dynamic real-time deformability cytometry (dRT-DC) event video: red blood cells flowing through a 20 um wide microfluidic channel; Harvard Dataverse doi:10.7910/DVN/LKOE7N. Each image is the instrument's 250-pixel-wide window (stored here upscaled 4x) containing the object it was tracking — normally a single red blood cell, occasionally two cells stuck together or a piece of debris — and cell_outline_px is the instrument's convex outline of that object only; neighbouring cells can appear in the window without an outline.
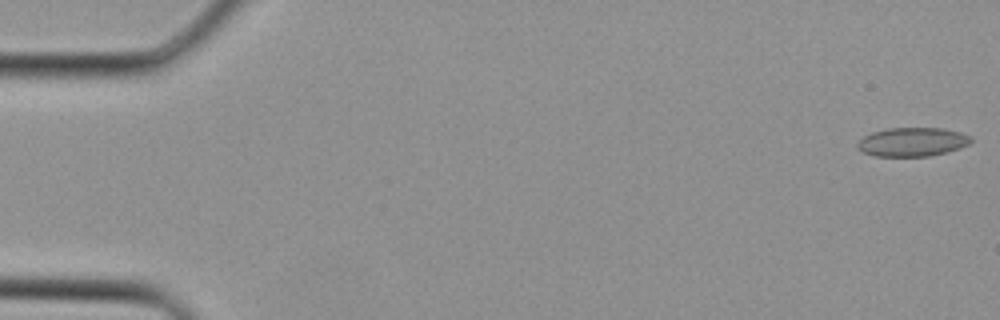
{"species": "Egyptian fruit bat (a non-hibernating species)", "species_latin": "Rousettus aegyptiacus", "temperature_condition": "cold", "stored_images_in_passage": 34, "segment_of_instrument_passage": [1, 2], "camera_frame_rate_fps": 3000, "um_per_image_px": 0.085, "animal": {"sex": "female"}, "frame": {"image": 1, "passage_image": 1, "time_ms": 0.0, "image_size_px": [1000, 320], "cell_outline_px": [[972, 140], [968, 144], [960, 148], [948, 152], [928, 156], [876, 156], [864, 152], [856, 148], [856, 144], [864, 136], [872, 132], [888, 128], [940, 128], [960, 132], [972, 136]], "centroid_in_image_um": [77.55, 12.06], "position_along_channel_um": 7.4, "area_um2": 19.07}}
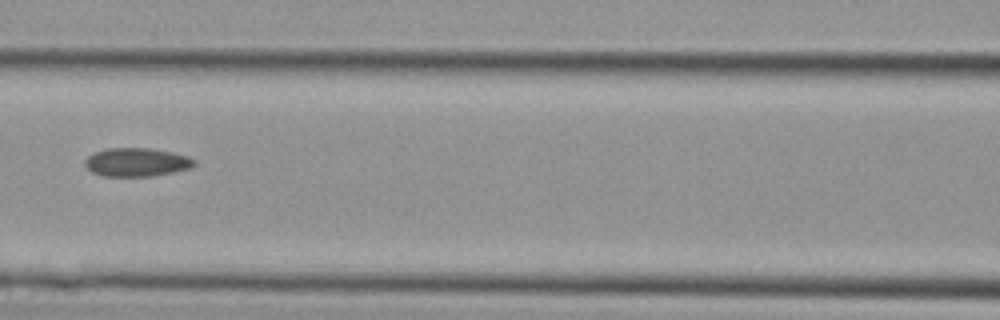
{"frame": {"image": 2, "passage_image": 16, "time_ms": 5.0, "image_size_px": [1000, 320], "cell_outline_px": [[196, 164], [192, 168], [152, 176], [104, 176], [92, 172], [84, 164], [84, 160], [88, 156], [96, 152], [108, 148], [148, 148], [172, 152], [188, 156], [196, 160]], "centroid_in_image_um": [11.64, 13.79], "position_along_channel_um": 155.0, "area_um2": 18.15}}
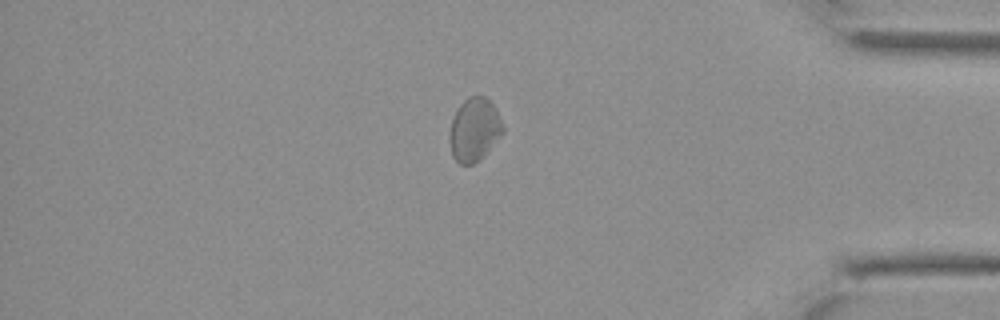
{"frame": {"image": 3, "passage_image": 30, "time_ms": 9.667, "image_size_px": [1000, 320], "cell_outline_px": [[504, 132], [472, 164], [460, 164], [452, 156], [448, 140], [448, 136], [452, 116], [460, 104], [468, 96], [484, 96], [496, 108], [504, 124]], "centroid_in_image_um": [40.28, 10.97], "position_along_channel_um": 394.9, "area_um2": 19.54}}